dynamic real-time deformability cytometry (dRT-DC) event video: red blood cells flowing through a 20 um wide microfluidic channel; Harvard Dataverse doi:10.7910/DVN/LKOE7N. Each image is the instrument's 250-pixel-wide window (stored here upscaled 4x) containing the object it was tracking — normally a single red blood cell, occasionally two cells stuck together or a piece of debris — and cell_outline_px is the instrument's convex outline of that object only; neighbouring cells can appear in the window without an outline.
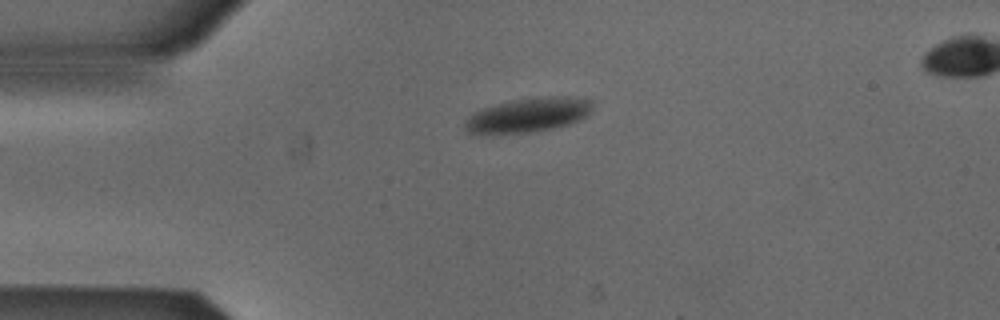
{"species": "Egyptian fruit bat (a non-hibernating species)", "species_latin": "Rousettus aegyptiacus", "temperature_condition": "cold", "stored_images_in_passage": 35, "camera_frame_rate_fps": 3000, "um_per_image_px": 0.085, "animal": {"sex": "male"}, "frame": {"image": 1, "passage_image": 1, "time_ms": 0.0, "image_size_px": [1000, 320], "cell_outline_px": [[592, 108], [588, 116], [580, 120], [568, 124], [552, 128], [528, 132], [468, 132], [464, 128], [464, 120], [468, 116], [484, 108], [512, 100], [536, 96], [572, 96], [592, 100]], "centroid_in_image_um": [44.98, 9.74], "position_along_channel_um": 40.0, "area_um2": 25.2}}
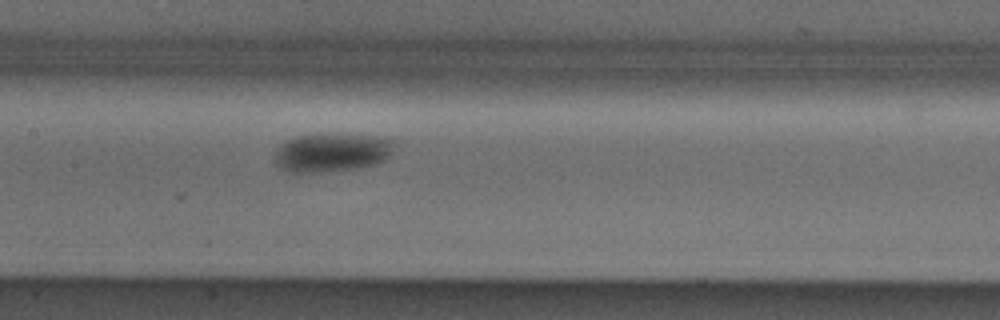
{"frame": {"image": 2, "passage_image": 14, "time_ms": 4.333, "image_size_px": [1000, 320], "cell_outline_px": [[396, 144], [388, 156], [384, 160], [372, 164], [356, 168], [320, 172], [288, 172], [280, 168], [276, 164], [276, 152], [280, 144], [284, 140], [296, 136], [316, 132], [328, 132], [384, 136], [392, 140]], "centroid_in_image_um": [28.19, 12.9], "position_along_channel_um": 179.2, "area_um2": 27.63}}
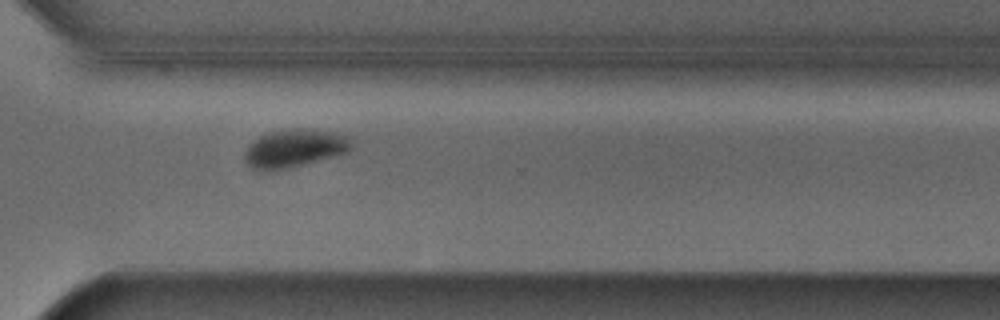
{"frame": {"image": 3, "passage_image": 27, "time_ms": 8.667, "image_size_px": [1000, 320], "cell_outline_px": [[352, 148], [348, 152], [284, 168], [252, 168], [244, 160], [244, 152], [248, 144], [260, 136], [268, 132], [296, 128], [300, 128], [332, 132], [344, 136], [352, 144]], "centroid_in_image_um": [24.99, 12.57], "position_along_channel_um": 345.6, "area_um2": 22.72}, "authors_computed_cell_mechanics": {"area_um2": 26.0678, "velocity_mm_per_s": 3.8431, "shape_relaxation_time_tau1_ms": 2.5451, "shape_relaxation_time_tau2_ms": null, "deformation_change_tau1": 0.0872, "deformation_change_tau2": null}}